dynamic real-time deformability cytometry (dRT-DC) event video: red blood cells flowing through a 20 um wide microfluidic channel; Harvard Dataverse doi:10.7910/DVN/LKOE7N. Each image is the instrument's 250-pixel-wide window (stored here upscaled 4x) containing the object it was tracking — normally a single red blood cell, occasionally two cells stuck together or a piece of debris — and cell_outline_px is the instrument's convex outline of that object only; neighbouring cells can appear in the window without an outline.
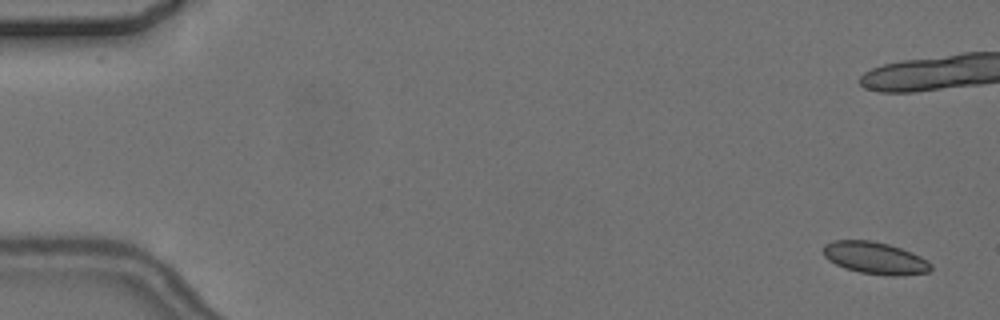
{"species": "common noctule bat (a hibernating species)", "species_latin": "Nyctalus noctula", "temperature_condition": "cold", "stored_images_in_passage": 7, "camera_frame_rate_fps": 3000, "um_per_image_px": 0.085, "animal": {"sex": "female", "body_mass_g": 24.6, "forearm_length_mm": 56.2}, "frame": {"image": 1, "passage_image": 1, "time_ms": 0.0, "image_size_px": [1000, 320], "cell_outline_px": [[932, 268], [928, 272], [896, 276], [888, 276], [860, 272], [844, 268], [828, 260], [824, 256], [824, 244], [832, 240], [872, 240], [888, 244], [912, 252], [928, 260], [932, 264]], "centroid_in_image_um": [74.38, 21.93], "position_along_channel_um": 10.6, "area_um2": 20.23}}